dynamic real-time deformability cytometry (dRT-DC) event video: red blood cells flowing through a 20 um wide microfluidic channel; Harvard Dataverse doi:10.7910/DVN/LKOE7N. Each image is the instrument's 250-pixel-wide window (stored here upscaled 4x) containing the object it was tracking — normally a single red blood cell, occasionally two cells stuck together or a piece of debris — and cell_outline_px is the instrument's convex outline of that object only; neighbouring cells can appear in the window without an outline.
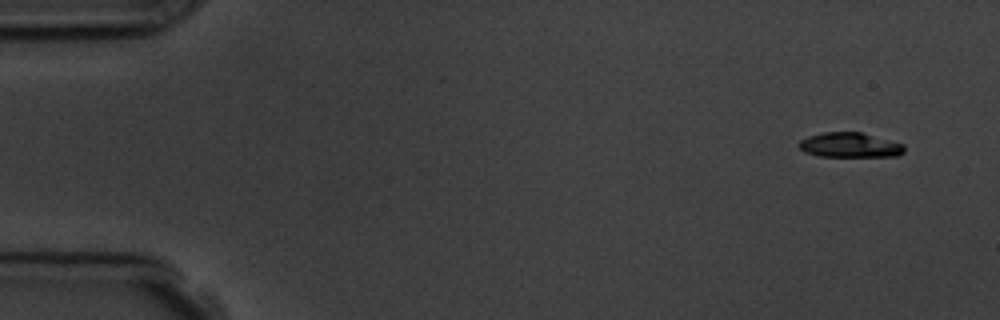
{"species": "common noctule bat (a hibernating species)", "species_latin": "Nyctalus noctula", "temperature_condition": "room temperature", "stored_images_in_passage": 5, "camera_frame_rate_fps": 3000, "um_per_image_px": 0.085, "animal": {"sex": "male", "body_mass_g": 19.5, "forearm_length_mm": 54.6}, "frame": {"image": 1, "passage_image": 1, "time_ms": 0.0, "image_size_px": [1000, 320], "cell_outline_px": [[904, 152], [896, 156], [820, 156], [804, 152], [800, 148], [800, 140], [808, 136], [824, 132], [860, 132], [904, 144]], "centroid_in_image_um": [72.24, 12.33], "position_along_channel_um": 12.8, "area_um2": 15.03}}
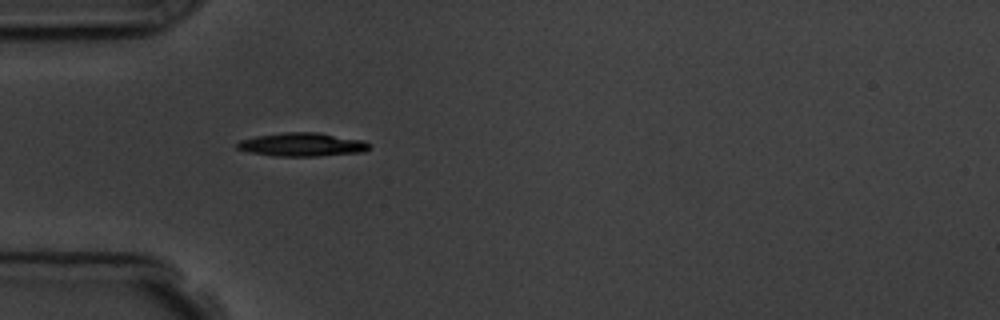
{"frame": {"image": 2, "passage_image": 5, "time_ms": 4.333, "image_size_px": [1000, 320], "cell_outline_px": [[372, 144], [364, 152], [320, 156], [276, 156], [248, 152], [236, 148], [236, 144], [240, 140], [256, 136], [284, 132], [320, 132], [364, 140]], "centroid_in_image_um": [25.71, 12.28], "position_along_channel_um": 59.3, "area_um2": 18.32}}